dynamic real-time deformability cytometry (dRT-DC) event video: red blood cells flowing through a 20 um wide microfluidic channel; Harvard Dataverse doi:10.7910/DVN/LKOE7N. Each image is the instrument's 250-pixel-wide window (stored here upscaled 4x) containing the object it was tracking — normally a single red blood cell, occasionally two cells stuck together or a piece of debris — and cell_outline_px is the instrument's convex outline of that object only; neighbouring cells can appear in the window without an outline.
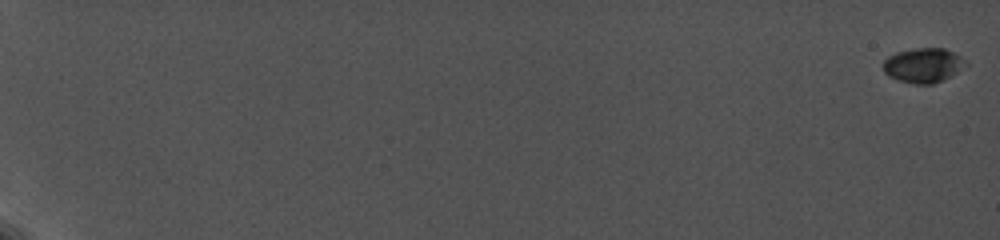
{"species": "common noctule bat (a hibernating species)", "species_latin": "Nyctalus noctula", "temperature_condition": "cold", "stored_images_in_passage": 18, "camera_frame_rate_fps": 5000, "um_per_image_px": 0.085, "animal": {"sex": "female", "body_mass_g": 19.0, "forearm_length_mm": 56.7}, "frame": {"image": 1, "passage_image": 1, "time_ms": 0.0, "image_size_px": [1000, 240], "cell_outline_px": [[968, 64], [956, 72], [932, 84], [916, 84], [896, 80], [888, 76], [884, 72], [884, 60], [888, 56], [896, 52], [916, 48], [944, 48], [960, 56]], "centroid_in_image_um": [78.44, 5.54], "position_along_channel_um": 6.6, "area_um2": 16.42}}
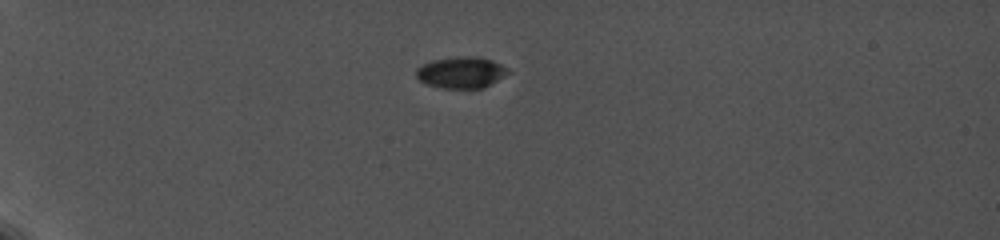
{"frame": {"image": 2, "passage_image": 13, "time_ms": 6.4, "image_size_px": [1000, 240], "cell_outline_px": [[512, 72], [484, 88], [444, 88], [428, 84], [420, 80], [416, 76], [416, 68], [432, 60], [456, 56], [476, 56], [492, 60], [508, 68]], "centroid_in_image_um": [39.24, 6.15], "position_along_channel_um": 45.8, "area_um2": 16.88}}